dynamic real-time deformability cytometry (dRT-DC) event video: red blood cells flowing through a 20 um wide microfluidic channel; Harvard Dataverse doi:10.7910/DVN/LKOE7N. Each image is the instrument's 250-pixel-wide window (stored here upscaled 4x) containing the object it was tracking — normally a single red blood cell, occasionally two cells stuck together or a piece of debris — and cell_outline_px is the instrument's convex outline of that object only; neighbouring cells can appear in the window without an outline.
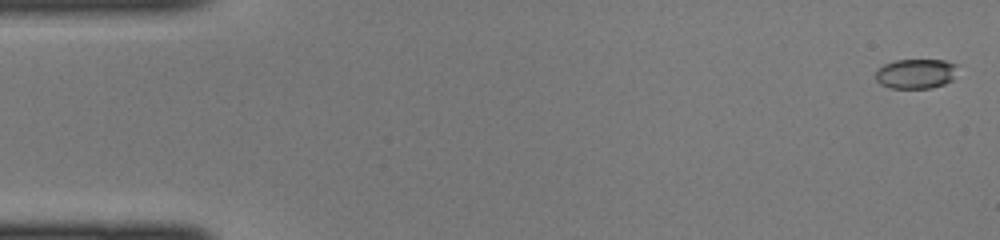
{"species": "common noctule bat (a hibernating species)", "species_latin": "Nyctalus noctula", "temperature_condition": "cold", "stored_images_in_passage": 45, "camera_frame_rate_fps": 3000, "um_per_image_px": 0.085, "animal": {"sex": "female", "body_mass_g": 22.0, "forearm_length_mm": 56.7}, "frame": {"image": 1, "passage_image": 1, "time_ms": 0.0, "image_size_px": [1000, 240], "cell_outline_px": [[960, 64], [952, 80], [944, 84], [932, 88], [888, 88], [880, 84], [876, 80], [876, 72], [884, 64], [896, 60], [944, 60]], "centroid_in_image_um": [77.89, 6.26], "position_along_channel_um": 7.1, "area_um2": 14.39}}
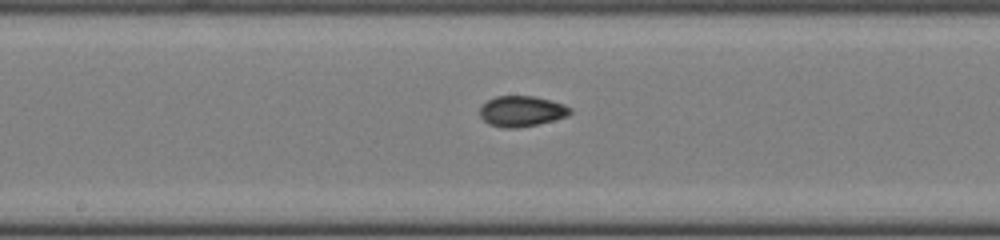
{"frame": {"image": 2, "passage_image": 23, "time_ms": 7.333, "image_size_px": [1000, 240], "cell_outline_px": [[572, 112], [568, 116], [536, 124], [516, 128], [504, 128], [488, 124], [480, 116], [480, 104], [496, 96], [536, 96], [552, 100], [564, 104], [572, 108]], "centroid_in_image_um": [44.33, 9.44], "position_along_channel_um": 203.9, "area_um2": 16.24}}
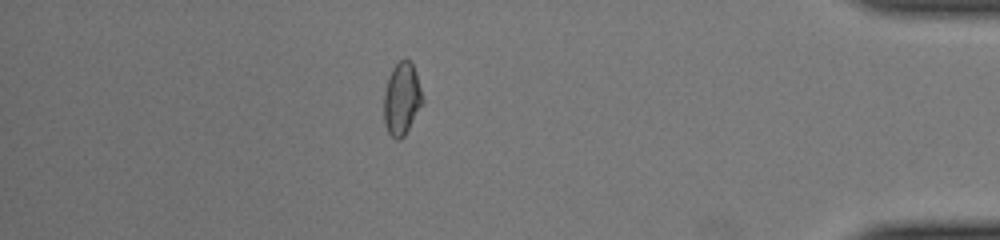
{"frame": {"image": 3, "passage_image": 39, "time_ms": 12.667, "image_size_px": [1000, 240], "cell_outline_px": [[424, 100], [404, 136], [400, 140], [396, 140], [388, 132], [384, 124], [384, 92], [388, 76], [392, 68], [404, 56], [412, 64], [416, 72]], "centroid_in_image_um": [34.14, 8.38], "position_along_channel_um": 401.1, "area_um2": 16.36}}